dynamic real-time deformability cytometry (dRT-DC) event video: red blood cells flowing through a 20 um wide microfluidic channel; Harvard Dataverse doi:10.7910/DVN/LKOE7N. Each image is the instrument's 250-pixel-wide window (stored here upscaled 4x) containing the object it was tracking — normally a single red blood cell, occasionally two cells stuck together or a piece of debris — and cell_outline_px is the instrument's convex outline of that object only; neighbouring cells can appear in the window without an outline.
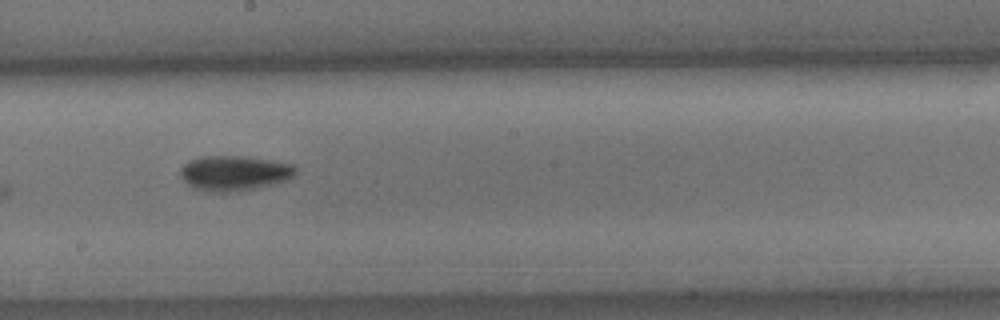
{"species": "common noctule bat (a hibernating species)", "species_latin": "Nyctalus noctula", "temperature_condition": "cold", "stored_images_in_passage": 16, "camera_frame_rate_fps": 3000, "um_per_image_px": 0.085, "animal": {"sex": "male", "body_mass_g": 15.6}, "frame": {"image": 1, "passage_image": 10, "time_ms": 3.0, "image_size_px": [1000, 320], "cell_outline_px": [[296, 172], [288, 180], [256, 188], [228, 192], [212, 192], [196, 188], [188, 184], [180, 176], [180, 168], [188, 160], [200, 156], [248, 156], [272, 160], [292, 164], [296, 168]], "centroid_in_image_um": [19.9, 14.69], "position_along_channel_um": 228.3, "area_um2": 23.58}}
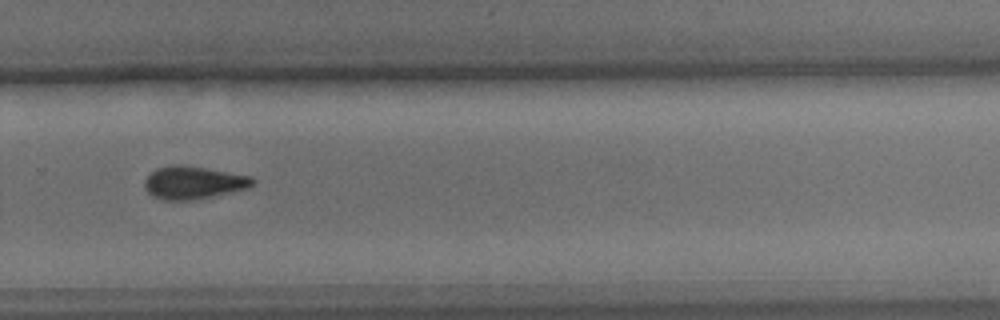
{"frame": {"image": 2, "passage_image": 12, "time_ms": 3.667, "image_size_px": [1000, 320], "cell_outline_px": [[256, 180], [248, 188], [212, 196], [192, 200], [160, 200], [152, 196], [144, 188], [144, 180], [156, 168], [172, 164], [184, 164], [252, 176]], "centroid_in_image_um": [16.41, 15.51], "position_along_channel_um": 313.4, "area_um2": 20.81}}
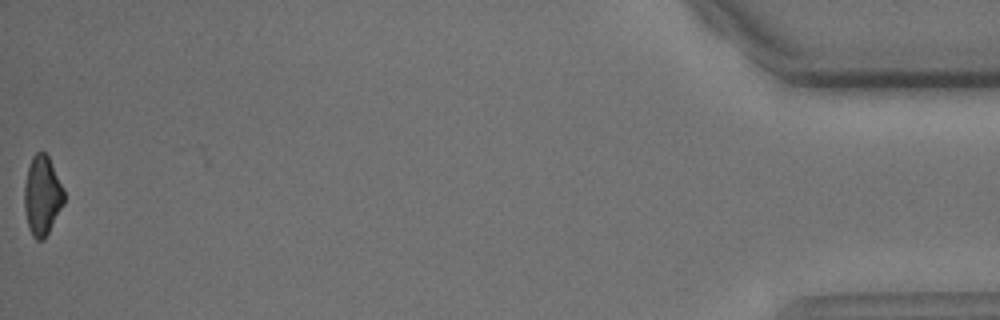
{"frame": {"image": 3, "passage_image": 16, "time_ms": 5.0, "image_size_px": [1000, 320], "cell_outline_px": [[64, 204], [44, 240], [36, 240], [32, 236], [28, 224], [24, 208], [24, 184], [28, 168], [32, 156], [36, 152], [44, 152], [48, 156], [64, 188]], "centroid_in_image_um": [3.59, 16.63], "position_along_channel_um": 431.6, "area_um2": 18.38}}